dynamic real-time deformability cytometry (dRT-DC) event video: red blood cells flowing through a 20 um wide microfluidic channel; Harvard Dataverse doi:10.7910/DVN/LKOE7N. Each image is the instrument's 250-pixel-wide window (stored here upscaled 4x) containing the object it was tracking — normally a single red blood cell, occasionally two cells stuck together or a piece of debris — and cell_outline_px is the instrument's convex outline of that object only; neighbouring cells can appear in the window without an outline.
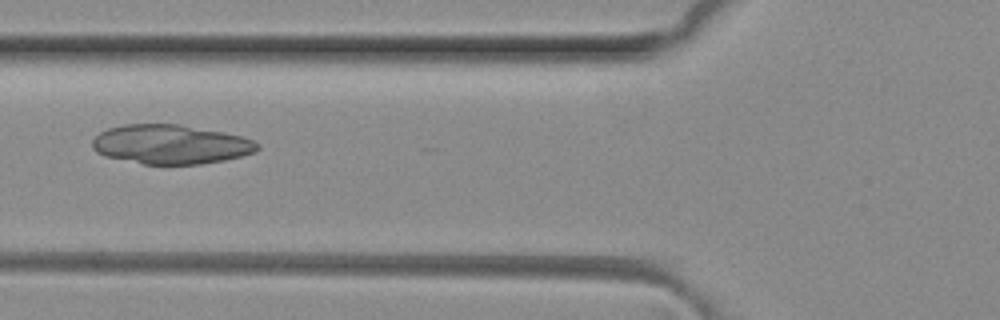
{"species": "common noctule bat (a hibernating species)", "species_latin": "Nyctalus noctula", "temperature_condition": "room temperature", "stored_images_in_passage": 3, "camera_frame_rate_fps": 3000, "um_per_image_px": 0.085, "animal": {"sex": "female", "body_mass_g": 29.2, "forearm_length_mm": 56.3}, "frame": {"image": 1, "passage_image": 3, "time_ms": 0.667, "image_size_px": [1000, 320], "cell_outline_px": [[260, 148], [256, 152], [224, 160], [200, 164], [144, 164], [104, 156], [96, 152], [92, 148], [92, 140], [100, 132], [108, 128], [124, 124], [180, 124], [224, 132], [256, 140], [260, 144]], "centroid_in_image_um": [14.52, 12.26], "position_along_channel_um": 111.3, "area_um2": 37.97}}